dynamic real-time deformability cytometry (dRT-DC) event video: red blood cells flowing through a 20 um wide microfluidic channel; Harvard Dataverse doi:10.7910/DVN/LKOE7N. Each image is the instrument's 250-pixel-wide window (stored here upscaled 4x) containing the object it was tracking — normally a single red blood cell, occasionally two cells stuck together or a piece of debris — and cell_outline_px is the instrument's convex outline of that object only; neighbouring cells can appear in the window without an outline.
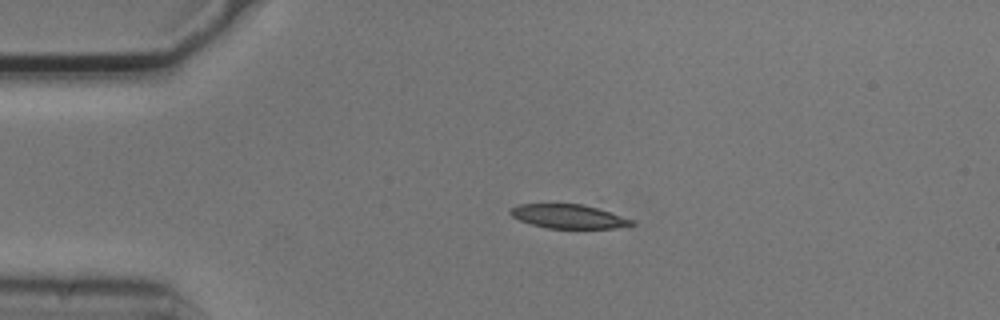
{"species": "common noctule bat (a hibernating species)", "species_latin": "Nyctalus noctula", "temperature_condition": "cold", "stored_images_in_passage": 6, "camera_frame_rate_fps": 3000, "um_per_image_px": 0.085, "animal": {"sex": "male", "body_mass_g": 20.5, "forearm_length_mm": 52.5}, "frame": {"image": 1, "passage_image": 2, "time_ms": 0.333, "image_size_px": [1000, 320], "cell_outline_px": [[636, 224], [616, 228], [548, 228], [532, 224], [520, 220], [512, 216], [508, 212], [516, 204], [580, 204], [596, 208], [636, 220]], "centroid_in_image_um": [48.34, 18.4], "position_along_channel_um": 36.7, "area_um2": 16.82}}
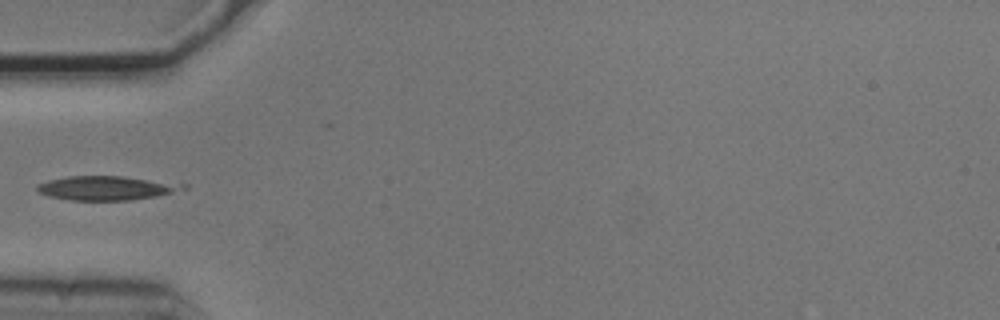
{"frame": {"image": 2, "passage_image": 3, "time_ms": 0.667, "image_size_px": [1000, 320], "cell_outline_px": [[188, 188], [156, 196], [128, 200], [68, 200], [48, 196], [40, 192], [36, 188], [36, 184], [48, 180], [68, 176], [124, 176], [188, 184]], "centroid_in_image_um": [9.04, 15.97], "position_along_channel_um": 76.0, "area_um2": 20.52}}